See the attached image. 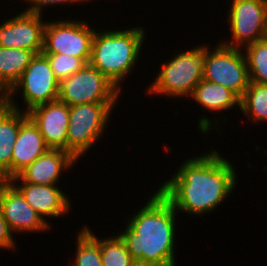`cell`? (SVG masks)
<instances>
[{
  "label": "cell",
  "instance_id": "obj_1",
  "mask_svg": "<svg viewBox=\"0 0 267 266\" xmlns=\"http://www.w3.org/2000/svg\"><path fill=\"white\" fill-rule=\"evenodd\" d=\"M234 166L217 150L186 159L158 190L176 212L204 215L214 211L236 187Z\"/></svg>",
  "mask_w": 267,
  "mask_h": 266
},
{
  "label": "cell",
  "instance_id": "obj_2",
  "mask_svg": "<svg viewBox=\"0 0 267 266\" xmlns=\"http://www.w3.org/2000/svg\"><path fill=\"white\" fill-rule=\"evenodd\" d=\"M139 210L118 234L132 259L138 266H176L173 205L157 190Z\"/></svg>",
  "mask_w": 267,
  "mask_h": 266
},
{
  "label": "cell",
  "instance_id": "obj_3",
  "mask_svg": "<svg viewBox=\"0 0 267 266\" xmlns=\"http://www.w3.org/2000/svg\"><path fill=\"white\" fill-rule=\"evenodd\" d=\"M143 27L127 30L95 31L89 64L100 71L119 89L127 74L134 70L143 46Z\"/></svg>",
  "mask_w": 267,
  "mask_h": 266
},
{
  "label": "cell",
  "instance_id": "obj_4",
  "mask_svg": "<svg viewBox=\"0 0 267 266\" xmlns=\"http://www.w3.org/2000/svg\"><path fill=\"white\" fill-rule=\"evenodd\" d=\"M164 63L151 83L147 93L167 97L191 96L194 88L203 80V46H196L174 55Z\"/></svg>",
  "mask_w": 267,
  "mask_h": 266
},
{
  "label": "cell",
  "instance_id": "obj_5",
  "mask_svg": "<svg viewBox=\"0 0 267 266\" xmlns=\"http://www.w3.org/2000/svg\"><path fill=\"white\" fill-rule=\"evenodd\" d=\"M115 103H88L69 106L66 152L76 161L103 135Z\"/></svg>",
  "mask_w": 267,
  "mask_h": 266
},
{
  "label": "cell",
  "instance_id": "obj_6",
  "mask_svg": "<svg viewBox=\"0 0 267 266\" xmlns=\"http://www.w3.org/2000/svg\"><path fill=\"white\" fill-rule=\"evenodd\" d=\"M211 51L203 45V79L223 85L241 98L249 85L244 51L217 42Z\"/></svg>",
  "mask_w": 267,
  "mask_h": 266
},
{
  "label": "cell",
  "instance_id": "obj_7",
  "mask_svg": "<svg viewBox=\"0 0 267 266\" xmlns=\"http://www.w3.org/2000/svg\"><path fill=\"white\" fill-rule=\"evenodd\" d=\"M120 89L89 63L59 83L58 100L68 106L116 103Z\"/></svg>",
  "mask_w": 267,
  "mask_h": 266
},
{
  "label": "cell",
  "instance_id": "obj_8",
  "mask_svg": "<svg viewBox=\"0 0 267 266\" xmlns=\"http://www.w3.org/2000/svg\"><path fill=\"white\" fill-rule=\"evenodd\" d=\"M59 83L60 81L50 67L48 58L43 53L36 54L20 79L3 98H13L18 90L22 91V99L27 108L26 112H28L39 105L58 100Z\"/></svg>",
  "mask_w": 267,
  "mask_h": 266
},
{
  "label": "cell",
  "instance_id": "obj_9",
  "mask_svg": "<svg viewBox=\"0 0 267 266\" xmlns=\"http://www.w3.org/2000/svg\"><path fill=\"white\" fill-rule=\"evenodd\" d=\"M95 31L82 20L46 21L42 53L71 55L88 64Z\"/></svg>",
  "mask_w": 267,
  "mask_h": 266
},
{
  "label": "cell",
  "instance_id": "obj_10",
  "mask_svg": "<svg viewBox=\"0 0 267 266\" xmlns=\"http://www.w3.org/2000/svg\"><path fill=\"white\" fill-rule=\"evenodd\" d=\"M231 4L228 24L232 39L221 43L241 49V46L262 40L267 21V0H232Z\"/></svg>",
  "mask_w": 267,
  "mask_h": 266
},
{
  "label": "cell",
  "instance_id": "obj_11",
  "mask_svg": "<svg viewBox=\"0 0 267 266\" xmlns=\"http://www.w3.org/2000/svg\"><path fill=\"white\" fill-rule=\"evenodd\" d=\"M0 209L12 233L43 232L51 227L9 180H0Z\"/></svg>",
  "mask_w": 267,
  "mask_h": 266
},
{
  "label": "cell",
  "instance_id": "obj_12",
  "mask_svg": "<svg viewBox=\"0 0 267 266\" xmlns=\"http://www.w3.org/2000/svg\"><path fill=\"white\" fill-rule=\"evenodd\" d=\"M41 14L22 11L0 24V46L43 52L44 26Z\"/></svg>",
  "mask_w": 267,
  "mask_h": 266
},
{
  "label": "cell",
  "instance_id": "obj_13",
  "mask_svg": "<svg viewBox=\"0 0 267 266\" xmlns=\"http://www.w3.org/2000/svg\"><path fill=\"white\" fill-rule=\"evenodd\" d=\"M38 127L46 145L66 151L69 106L59 100L39 105L27 112Z\"/></svg>",
  "mask_w": 267,
  "mask_h": 266
},
{
  "label": "cell",
  "instance_id": "obj_14",
  "mask_svg": "<svg viewBox=\"0 0 267 266\" xmlns=\"http://www.w3.org/2000/svg\"><path fill=\"white\" fill-rule=\"evenodd\" d=\"M76 160L65 150L49 148L45 153L11 178V183L20 180L26 183L39 185H57L64 170H69Z\"/></svg>",
  "mask_w": 267,
  "mask_h": 266
},
{
  "label": "cell",
  "instance_id": "obj_15",
  "mask_svg": "<svg viewBox=\"0 0 267 266\" xmlns=\"http://www.w3.org/2000/svg\"><path fill=\"white\" fill-rule=\"evenodd\" d=\"M15 99L4 98L0 104V180L11 179V158L20 125L28 118Z\"/></svg>",
  "mask_w": 267,
  "mask_h": 266
},
{
  "label": "cell",
  "instance_id": "obj_16",
  "mask_svg": "<svg viewBox=\"0 0 267 266\" xmlns=\"http://www.w3.org/2000/svg\"><path fill=\"white\" fill-rule=\"evenodd\" d=\"M12 183L23 195L26 202L47 222V217L64 216L70 208L68 196L57 185H39L26 183ZM61 215V216H60Z\"/></svg>",
  "mask_w": 267,
  "mask_h": 266
},
{
  "label": "cell",
  "instance_id": "obj_17",
  "mask_svg": "<svg viewBox=\"0 0 267 266\" xmlns=\"http://www.w3.org/2000/svg\"><path fill=\"white\" fill-rule=\"evenodd\" d=\"M49 147L39 132L38 127L28 117L21 125L13 144L11 158V178L45 153Z\"/></svg>",
  "mask_w": 267,
  "mask_h": 266
},
{
  "label": "cell",
  "instance_id": "obj_18",
  "mask_svg": "<svg viewBox=\"0 0 267 266\" xmlns=\"http://www.w3.org/2000/svg\"><path fill=\"white\" fill-rule=\"evenodd\" d=\"M35 55L31 50L0 46V93L3 96L20 79Z\"/></svg>",
  "mask_w": 267,
  "mask_h": 266
},
{
  "label": "cell",
  "instance_id": "obj_19",
  "mask_svg": "<svg viewBox=\"0 0 267 266\" xmlns=\"http://www.w3.org/2000/svg\"><path fill=\"white\" fill-rule=\"evenodd\" d=\"M191 97L204 109L212 112L229 110L234 106L240 108V98L234 92L223 85L205 79L194 88Z\"/></svg>",
  "mask_w": 267,
  "mask_h": 266
},
{
  "label": "cell",
  "instance_id": "obj_20",
  "mask_svg": "<svg viewBox=\"0 0 267 266\" xmlns=\"http://www.w3.org/2000/svg\"><path fill=\"white\" fill-rule=\"evenodd\" d=\"M240 110L255 123L267 122V84L249 82L240 98Z\"/></svg>",
  "mask_w": 267,
  "mask_h": 266
},
{
  "label": "cell",
  "instance_id": "obj_21",
  "mask_svg": "<svg viewBox=\"0 0 267 266\" xmlns=\"http://www.w3.org/2000/svg\"><path fill=\"white\" fill-rule=\"evenodd\" d=\"M77 233V250L73 264L70 266H103L100 254V239L88 226Z\"/></svg>",
  "mask_w": 267,
  "mask_h": 266
},
{
  "label": "cell",
  "instance_id": "obj_22",
  "mask_svg": "<svg viewBox=\"0 0 267 266\" xmlns=\"http://www.w3.org/2000/svg\"><path fill=\"white\" fill-rule=\"evenodd\" d=\"M244 50L249 81L267 84V42L264 39L256 41L244 46Z\"/></svg>",
  "mask_w": 267,
  "mask_h": 266
},
{
  "label": "cell",
  "instance_id": "obj_23",
  "mask_svg": "<svg viewBox=\"0 0 267 266\" xmlns=\"http://www.w3.org/2000/svg\"><path fill=\"white\" fill-rule=\"evenodd\" d=\"M103 266H137L119 235L100 240Z\"/></svg>",
  "mask_w": 267,
  "mask_h": 266
},
{
  "label": "cell",
  "instance_id": "obj_24",
  "mask_svg": "<svg viewBox=\"0 0 267 266\" xmlns=\"http://www.w3.org/2000/svg\"><path fill=\"white\" fill-rule=\"evenodd\" d=\"M56 78L61 81L79 71L86 63L81 59L65 54H44Z\"/></svg>",
  "mask_w": 267,
  "mask_h": 266
},
{
  "label": "cell",
  "instance_id": "obj_25",
  "mask_svg": "<svg viewBox=\"0 0 267 266\" xmlns=\"http://www.w3.org/2000/svg\"><path fill=\"white\" fill-rule=\"evenodd\" d=\"M25 2H28L29 7L25 9V12L28 13H34V14H41L42 15V10L44 9L43 7L48 6H54L55 5H60V4H72V3H81V2H86L90 0H23Z\"/></svg>",
  "mask_w": 267,
  "mask_h": 266
},
{
  "label": "cell",
  "instance_id": "obj_26",
  "mask_svg": "<svg viewBox=\"0 0 267 266\" xmlns=\"http://www.w3.org/2000/svg\"><path fill=\"white\" fill-rule=\"evenodd\" d=\"M13 234L10 231L6 220L3 217L2 211L0 209V248L4 249H15L16 243L14 242Z\"/></svg>",
  "mask_w": 267,
  "mask_h": 266
},
{
  "label": "cell",
  "instance_id": "obj_27",
  "mask_svg": "<svg viewBox=\"0 0 267 266\" xmlns=\"http://www.w3.org/2000/svg\"><path fill=\"white\" fill-rule=\"evenodd\" d=\"M263 39L267 42V21H266V27H265V33H264Z\"/></svg>",
  "mask_w": 267,
  "mask_h": 266
},
{
  "label": "cell",
  "instance_id": "obj_28",
  "mask_svg": "<svg viewBox=\"0 0 267 266\" xmlns=\"http://www.w3.org/2000/svg\"><path fill=\"white\" fill-rule=\"evenodd\" d=\"M4 101L3 95L0 93V104Z\"/></svg>",
  "mask_w": 267,
  "mask_h": 266
}]
</instances>
